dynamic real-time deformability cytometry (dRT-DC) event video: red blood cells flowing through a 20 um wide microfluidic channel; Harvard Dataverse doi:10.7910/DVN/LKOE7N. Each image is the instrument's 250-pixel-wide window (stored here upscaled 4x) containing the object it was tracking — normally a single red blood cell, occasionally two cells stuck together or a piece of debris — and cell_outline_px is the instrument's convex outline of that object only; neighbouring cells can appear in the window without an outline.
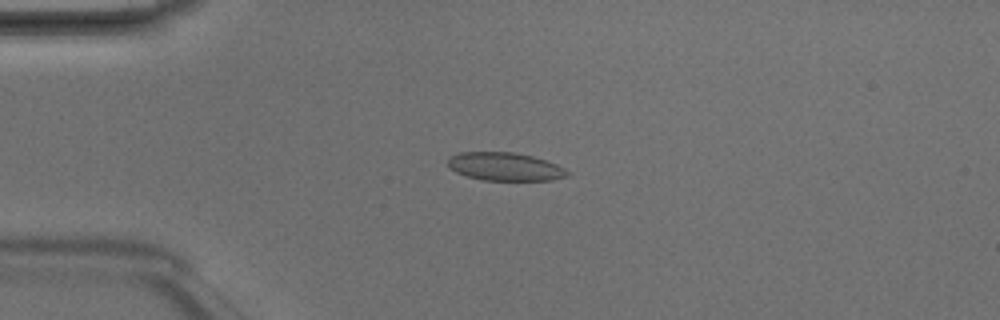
{"species": "Egyptian fruit bat (a non-hibernating species)", "species_latin": "Rousettus aegyptiacus", "temperature_condition": "room temperature", "stored_images_in_passage": 4, "camera_frame_rate_fps": 3000, "um_per_image_px": 0.085, "animal": {"sex": "male"}, "frame": {"image": 1, "passage_image": 4, "time_ms": 1.0, "image_size_px": [1000, 320], "cell_outline_px": [[568, 176], [552, 180], [484, 180], [468, 176], [456, 172], [448, 168], [448, 160], [452, 156], [460, 152], [512, 152], [532, 156], [556, 164], [564, 168], [568, 172]], "centroid_in_image_um": [42.91, 14.16], "position_along_channel_um": 42.1, "area_um2": 19.42}}